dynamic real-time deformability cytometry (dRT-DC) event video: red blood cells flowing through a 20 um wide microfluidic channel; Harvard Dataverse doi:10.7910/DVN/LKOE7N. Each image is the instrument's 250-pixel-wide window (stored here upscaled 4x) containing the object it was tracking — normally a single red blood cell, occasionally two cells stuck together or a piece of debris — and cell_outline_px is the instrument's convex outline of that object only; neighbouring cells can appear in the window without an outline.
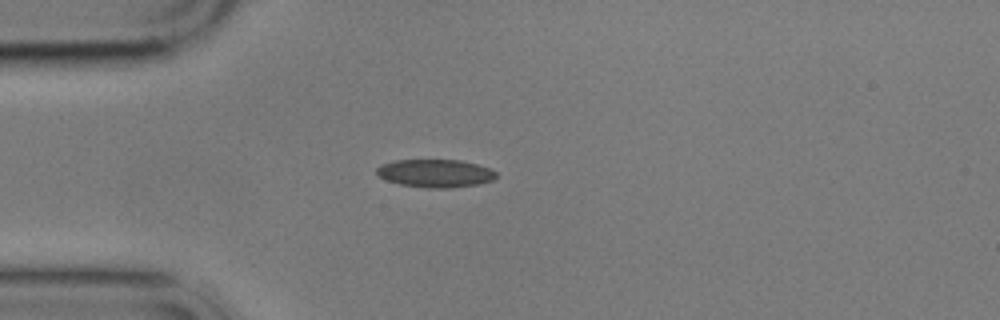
{"species": "common noctule bat (a hibernating species)", "species_latin": "Nyctalus noctula", "temperature_condition": "cold", "stored_images_in_passage": 3, "camera_frame_rate_fps": 3000, "um_per_image_px": 0.085, "animal": {"sex": "male", "body_mass_g": 17.9}, "frame": {"image": 1, "passage_image": 3, "time_ms": 3.333, "image_size_px": [1000, 320], "cell_outline_px": [[496, 176], [492, 180], [480, 184], [452, 188], [428, 188], [400, 184], [388, 180], [380, 176], [376, 172], [376, 168], [380, 164], [396, 160], [460, 160], [476, 164], [488, 168], [496, 172]], "centroid_in_image_um": [37.0, 14.73], "position_along_channel_um": 48.0, "area_um2": 19.42}}